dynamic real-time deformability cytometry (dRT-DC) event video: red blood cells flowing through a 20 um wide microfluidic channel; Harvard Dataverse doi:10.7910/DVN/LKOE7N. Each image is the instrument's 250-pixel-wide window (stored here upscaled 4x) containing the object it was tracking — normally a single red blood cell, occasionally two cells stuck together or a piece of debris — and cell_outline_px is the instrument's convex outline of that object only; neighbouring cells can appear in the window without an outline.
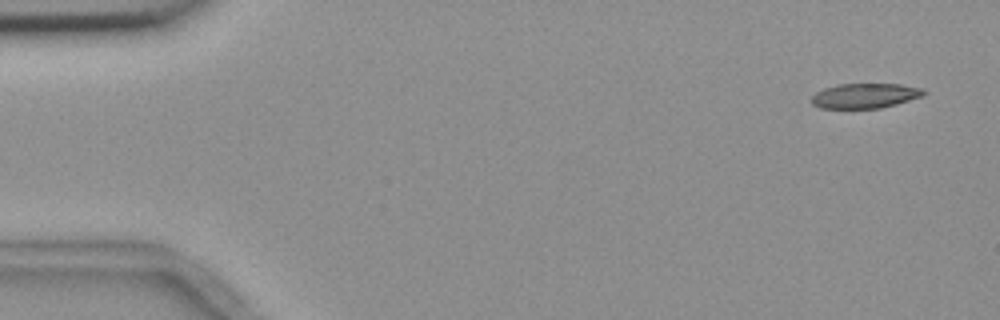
{"species": "common noctule bat (a hibernating species)", "species_latin": "Nyctalus noctula", "temperature_condition": "room temperature", "stored_images_in_passage": 3, "camera_frame_rate_fps": 3000, "um_per_image_px": 0.085, "animal": {"sex": "female", "body_mass_g": 18.4}, "frame": {"image": 1, "passage_image": 1, "time_ms": 0.0, "image_size_px": [1000, 320], "cell_outline_px": [[928, 92], [924, 96], [896, 104], [880, 108], [820, 108], [812, 104], [812, 96], [816, 92], [824, 88], [836, 84], [900, 84], [924, 88]], "centroid_in_image_um": [73.57, 8.13], "position_along_channel_um": 11.4, "area_um2": 16.42}}